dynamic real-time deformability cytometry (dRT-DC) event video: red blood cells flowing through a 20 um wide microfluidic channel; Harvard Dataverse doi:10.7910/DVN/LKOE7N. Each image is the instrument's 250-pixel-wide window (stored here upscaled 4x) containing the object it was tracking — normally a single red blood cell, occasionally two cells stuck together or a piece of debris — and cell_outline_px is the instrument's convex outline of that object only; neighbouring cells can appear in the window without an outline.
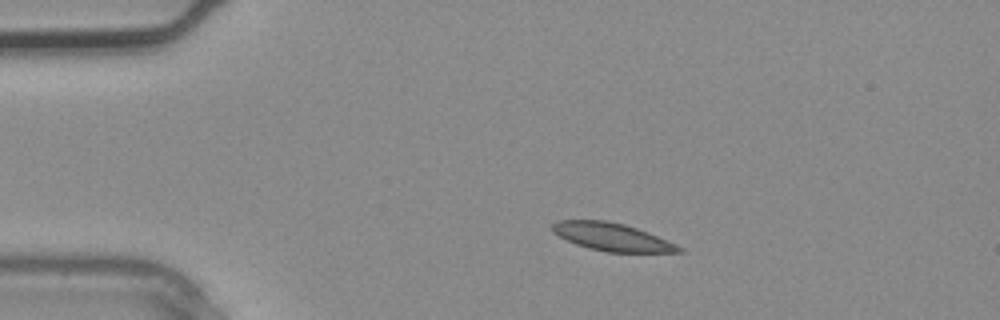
{"species": "common noctule bat (a hibernating species)", "species_latin": "Nyctalus noctula", "temperature_condition": "warm", "stored_images_in_passage": 3, "camera_frame_rate_fps": 3000, "um_per_image_px": 0.085, "animal": {"sex": "male", "body_mass_g": 20.4}, "frame": {"image": 1, "passage_image": 2, "time_ms": 0.333, "image_size_px": [1000, 320], "cell_outline_px": [[684, 252], [604, 252], [588, 248], [576, 244], [552, 232], [552, 224], [556, 220], [604, 220], [624, 224], [648, 232], [676, 244], [684, 248]], "centroid_in_image_um": [52.02, 20.14], "position_along_channel_um": 33.0, "area_um2": 20.46}}
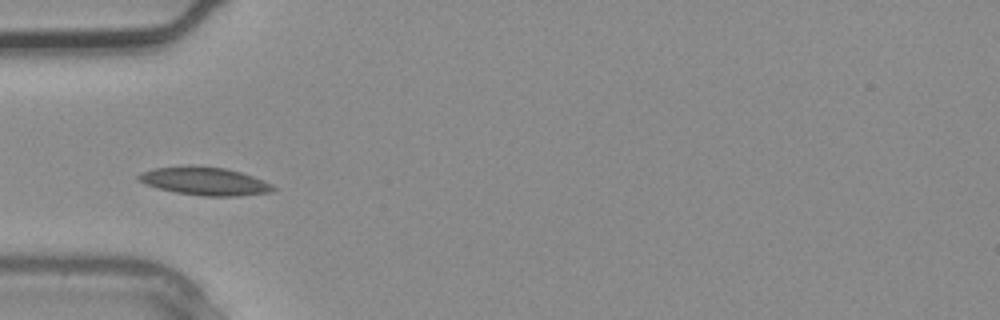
{"frame": {"image": 2, "passage_image": 3, "time_ms": 0.667, "image_size_px": [1000, 320], "cell_outline_px": [[276, 188], [272, 192], [240, 196], [204, 196], [176, 192], [156, 188], [144, 184], [136, 180], [136, 176], [140, 172], [156, 168], [224, 168], [240, 172], [252, 176], [272, 184]], "centroid_in_image_um": [17.4, 15.45], "position_along_channel_um": 67.6, "area_um2": 21.33}}